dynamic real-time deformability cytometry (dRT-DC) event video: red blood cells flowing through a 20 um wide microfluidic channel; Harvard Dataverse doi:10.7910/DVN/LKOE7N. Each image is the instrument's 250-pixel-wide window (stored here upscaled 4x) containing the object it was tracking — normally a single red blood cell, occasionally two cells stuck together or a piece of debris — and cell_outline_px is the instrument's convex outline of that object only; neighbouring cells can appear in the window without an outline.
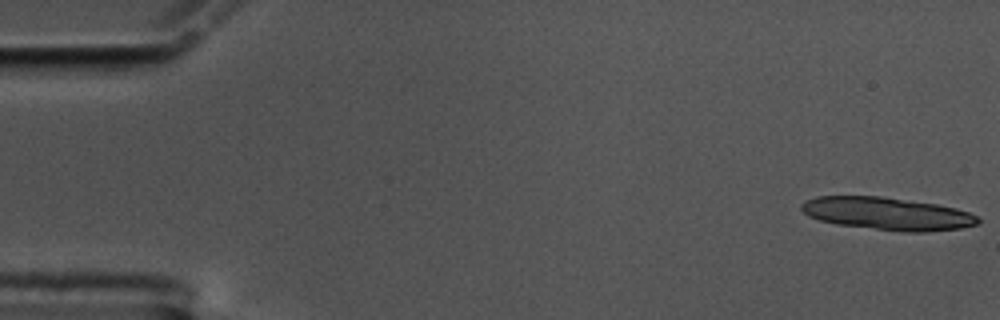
{"species": "common noctule bat (a hibernating species)", "species_latin": "Nyctalus noctula", "temperature_condition": "cold", "stored_images_in_passage": 15, "camera_frame_rate_fps": 3000, "um_per_image_px": 0.085, "animal": {"sex": "male", "body_mass_g": 17.5, "forearm_length_mm": 52.3}, "frame": {"image": 1, "passage_image": 1, "time_ms": 0.0, "image_size_px": [1000, 320], "cell_outline_px": [[980, 224], [960, 228], [928, 232], [900, 232], [836, 224], [820, 220], [808, 216], [800, 208], [800, 204], [804, 200], [816, 196], [880, 196], [936, 204], [956, 208], [968, 212], [976, 216], [980, 220]], "centroid_in_image_um": [75.4, 18.16], "position_along_channel_um": 9.6, "area_um2": 33.81}}